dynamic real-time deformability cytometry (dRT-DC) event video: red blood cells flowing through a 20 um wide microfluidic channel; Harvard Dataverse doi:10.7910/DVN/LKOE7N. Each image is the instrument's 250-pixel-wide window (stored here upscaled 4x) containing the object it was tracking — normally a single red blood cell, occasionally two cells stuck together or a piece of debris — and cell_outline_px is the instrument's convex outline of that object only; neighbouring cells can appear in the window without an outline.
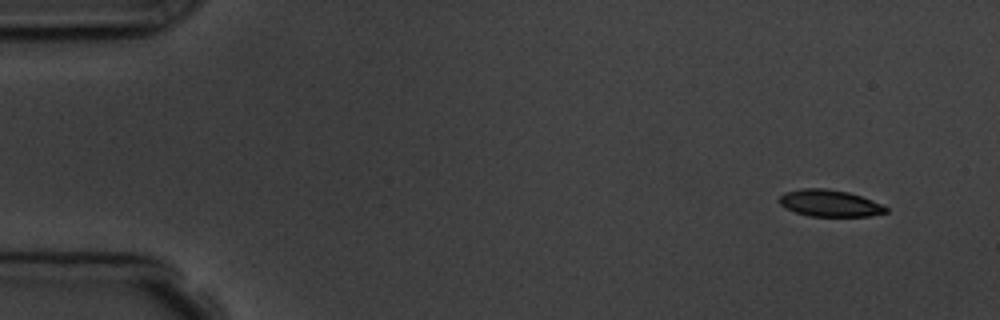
{"species": "common noctule bat (a hibernating species)", "species_latin": "Nyctalus noctula", "temperature_condition": "room temperature", "stored_images_in_passage": 5, "camera_frame_rate_fps": 3000, "um_per_image_px": 0.085, "animal": {"sex": "male", "body_mass_g": 19.5, "forearm_length_mm": 54.6}, "frame": {"image": 1, "passage_image": 1, "time_ms": 0.0, "image_size_px": [1000, 320], "cell_outline_px": [[888, 212], [868, 216], [808, 216], [796, 212], [780, 204], [776, 200], [784, 192], [800, 188], [824, 188], [848, 192], [872, 200], [888, 208]], "centroid_in_image_um": [70.49, 17.26], "position_along_channel_um": 14.5, "area_um2": 16.59}}
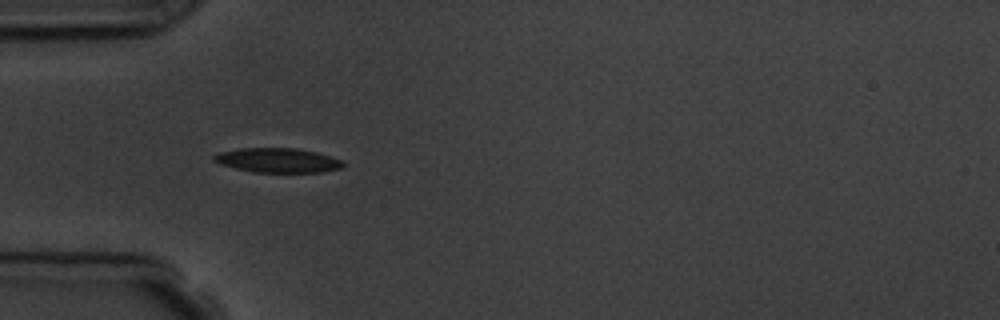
{"frame": {"image": 2, "passage_image": 4, "time_ms": 4.333, "image_size_px": [1000, 320], "cell_outline_px": [[344, 164], [340, 168], [324, 172], [252, 172], [220, 164], [212, 160], [212, 156], [220, 152], [240, 148], [296, 148], [316, 152], [340, 160]], "centroid_in_image_um": [23.56, 13.62], "position_along_channel_um": 61.4, "area_um2": 18.26}}